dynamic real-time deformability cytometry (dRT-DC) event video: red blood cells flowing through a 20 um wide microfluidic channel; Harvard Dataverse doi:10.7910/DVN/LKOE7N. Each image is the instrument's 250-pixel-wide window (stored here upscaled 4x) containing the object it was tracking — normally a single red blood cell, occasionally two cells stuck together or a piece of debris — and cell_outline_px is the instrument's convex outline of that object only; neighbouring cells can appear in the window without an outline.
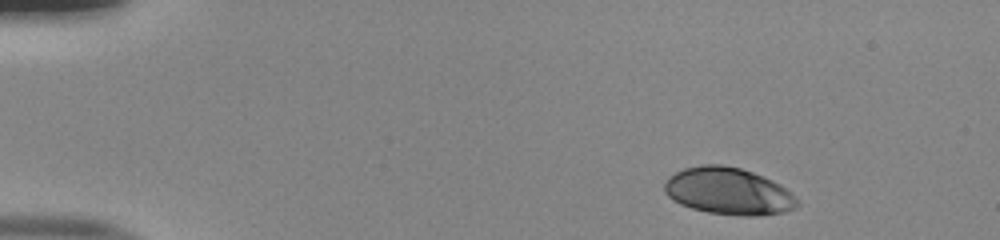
{"species": "human", "species_latin": "Homo sapiens", "temperature_condition": "room temperature", "stored_images_in_passage": 45, "camera_frame_rate_fps": 3000, "um_per_image_px": 0.085, "donor": {"sex": "male"}, "frame": {"image": 1, "passage_image": 1, "time_ms": 0.0, "image_size_px": [1000, 240], "cell_outline_px": [[800, 204], [796, 208], [784, 212], [756, 216], [744, 216], [708, 212], [692, 208], [680, 204], [672, 200], [664, 192], [664, 184], [668, 176], [684, 168], [700, 164], [720, 164], [740, 168], [752, 172], [772, 180], [780, 184]], "centroid_in_image_um": [61.87, 16.25], "position_along_channel_um": 23.1, "area_um2": 36.3}}
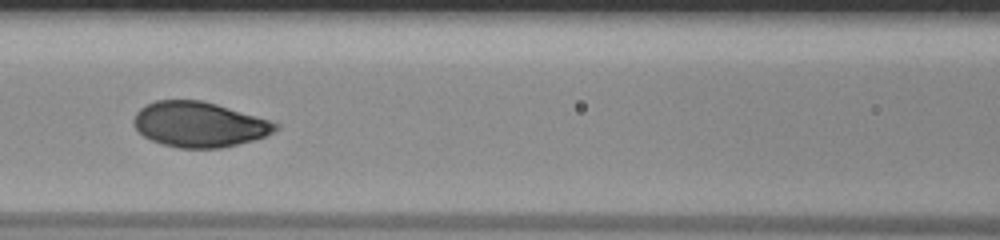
{"frame": {"image": 2, "passage_image": 18, "time_ms": 5.667, "image_size_px": [1000, 240], "cell_outline_px": [[280, 128], [264, 136], [252, 140], [220, 148], [180, 148], [160, 144], [144, 136], [136, 128], [132, 120], [136, 112], [140, 108], [156, 100], [200, 100], [216, 104], [256, 116], [280, 124]], "centroid_in_image_um": [16.91, 10.58], "position_along_channel_um": 149.7, "area_um2": 37.05}}
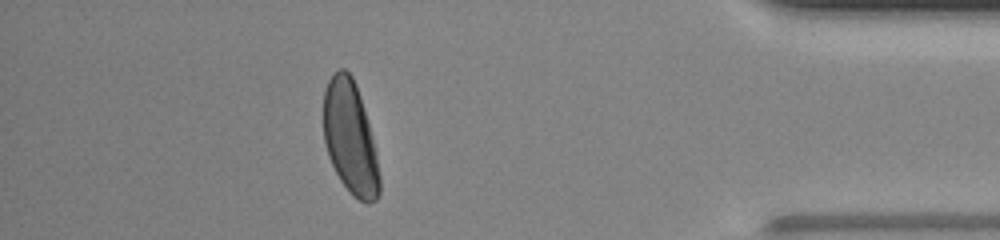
{"frame": {"image": 3, "passage_image": 40, "time_ms": 13.0, "image_size_px": [1000, 240], "cell_outline_px": [[380, 192], [376, 200], [368, 204], [352, 196], [340, 180], [328, 156], [324, 140], [324, 92], [328, 80], [340, 68], [344, 68], [352, 76], [356, 84], [360, 96], [376, 152], [380, 176]], "centroid_in_image_um": [29.77, 11.75], "position_along_channel_um": 405.4, "area_um2": 36.59}, "authors_computed_cell_mechanics": {"area_um2": 36.703, "velocity_mm_per_s": 3.9992, "shape_relaxation_time_tau1_ms": 2.9917, "shape_relaxation_time_tau2_ms": null, "deformation_change_tau1": 0.1793, "deformation_change_tau2": null}}